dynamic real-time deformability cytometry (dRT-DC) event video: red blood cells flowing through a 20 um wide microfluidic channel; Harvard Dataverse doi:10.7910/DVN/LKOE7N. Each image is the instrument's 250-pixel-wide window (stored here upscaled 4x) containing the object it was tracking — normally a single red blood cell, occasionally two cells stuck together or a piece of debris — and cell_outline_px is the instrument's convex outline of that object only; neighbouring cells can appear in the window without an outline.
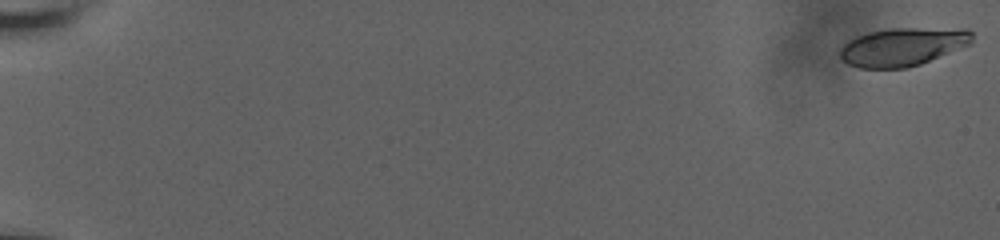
{"species": "human", "species_latin": "Homo sapiens", "temperature_condition": "room temperature", "stored_images_in_passage": 32, "camera_frame_rate_fps": 3000, "um_per_image_px": 0.085, "donor": {"sex": "male"}, "frame": {"image": 1, "passage_image": 1, "time_ms": 0.0, "image_size_px": [1000, 240], "cell_outline_px": [[972, 44], [920, 64], [908, 68], [860, 68], [848, 64], [840, 56], [840, 48], [848, 40], [856, 36], [868, 32], [888, 28], [964, 28], [972, 32]], "centroid_in_image_um": [76.75, 3.97], "position_along_channel_um": 8.3, "area_um2": 29.65}}
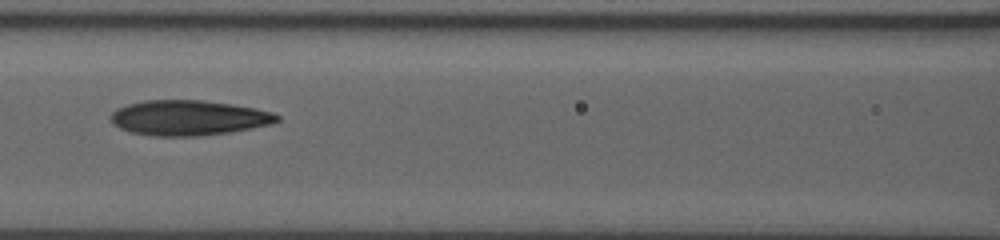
{"frame": {"image": 2, "passage_image": 23, "time_ms": 9.667, "image_size_px": [1000, 240], "cell_outline_px": [[280, 120], [272, 124], [252, 128], [228, 132], [200, 136], [156, 136], [132, 132], [120, 128], [112, 120], [112, 112], [116, 108], [128, 104], [144, 100], [200, 100], [232, 104], [256, 108], [272, 112], [280, 116]], "centroid_in_image_um": [16.07, 10.01], "position_along_channel_um": 150.5, "area_um2": 33.93}}
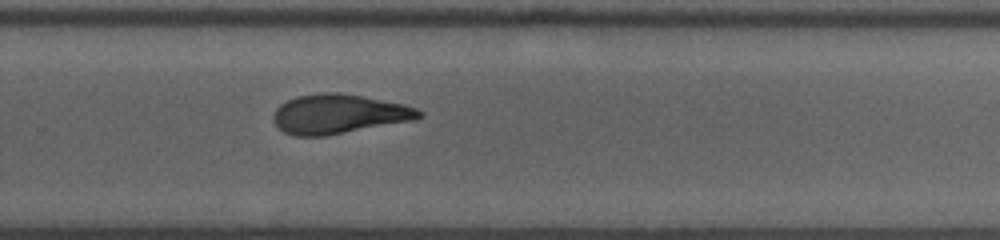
{"frame": {"image": 3, "passage_image": 32, "time_ms": 13.667, "image_size_px": [1000, 240], "cell_outline_px": [[424, 116], [416, 120], [324, 136], [296, 136], [284, 132], [272, 120], [272, 116], [276, 108], [280, 104], [296, 96], [324, 92], [340, 92], [364, 96], [404, 104], [416, 108], [424, 112]], "centroid_in_image_um": [28.82, 9.68], "position_along_channel_um": 301.0, "area_um2": 33.7}}